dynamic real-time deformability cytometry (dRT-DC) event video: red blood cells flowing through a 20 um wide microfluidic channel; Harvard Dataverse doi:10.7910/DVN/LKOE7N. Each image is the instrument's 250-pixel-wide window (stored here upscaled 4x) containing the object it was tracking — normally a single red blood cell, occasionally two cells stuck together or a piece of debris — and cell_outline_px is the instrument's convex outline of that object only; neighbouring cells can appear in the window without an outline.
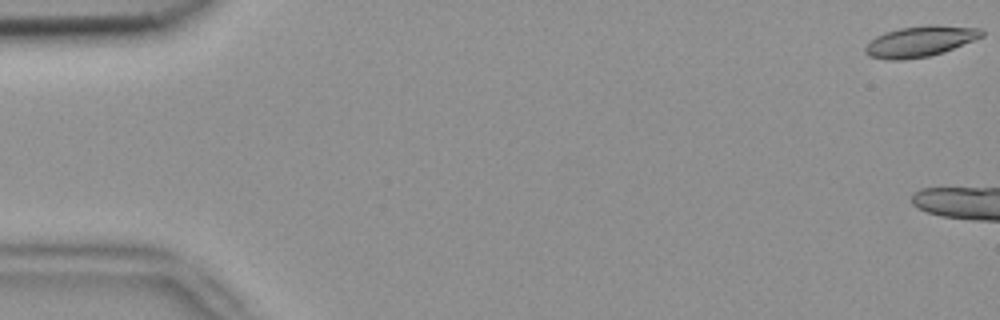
{"species": "common noctule bat (a hibernating species)", "species_latin": "Nyctalus noctula", "temperature_condition": "room temperature", "stored_images_in_passage": 6, "camera_frame_rate_fps": 3000, "um_per_image_px": 0.085, "animal": {"sex": "female", "body_mass_g": 18.4}, "frame": {"image": 1, "passage_image": 1, "time_ms": 0.0, "image_size_px": [1000, 320], "cell_outline_px": [[984, 36], [944, 52], [928, 56], [904, 60], [888, 60], [868, 56], [864, 52], [864, 48], [876, 36], [884, 32], [900, 28], [928, 24], [936, 24], [980, 28], [984, 32]], "centroid_in_image_um": [78.22, 3.51], "position_along_channel_um": 6.8, "area_um2": 21.04}}